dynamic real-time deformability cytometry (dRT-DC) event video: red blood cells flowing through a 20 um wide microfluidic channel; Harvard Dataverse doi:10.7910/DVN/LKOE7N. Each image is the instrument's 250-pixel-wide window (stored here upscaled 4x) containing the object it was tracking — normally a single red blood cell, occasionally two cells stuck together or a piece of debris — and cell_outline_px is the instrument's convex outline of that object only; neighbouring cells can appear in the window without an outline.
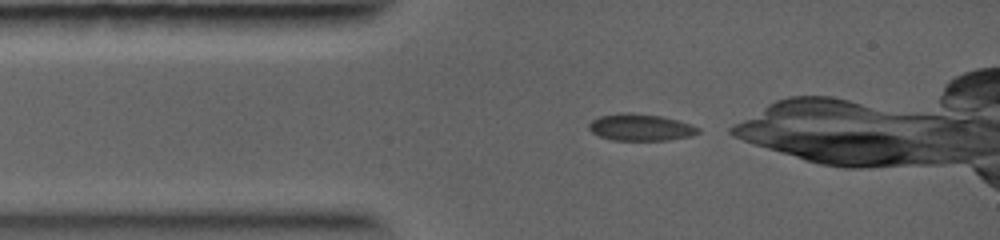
{"species": "common noctule bat (a hibernating species)", "species_latin": "Nyctalus noctula", "temperature_condition": "warm", "stored_images_in_passage": 2, "camera_frame_rate_fps": 5000, "um_per_image_px": 0.085, "animal": {"sex": "female", "body_mass_g": 19.0, "forearm_length_mm": 56.7}, "frame": {"image": 1, "passage_image": 1, "time_ms": 0.0, "image_size_px": [1000, 240], "cell_outline_px": [[700, 132], [692, 136], [668, 140], [612, 140], [600, 136], [592, 132], [588, 128], [588, 124], [592, 120], [600, 116], [620, 112], [628, 112], [660, 116], [692, 124], [700, 128]], "centroid_in_image_um": [54.45, 10.82], "position_along_channel_um": 30.5, "area_um2": 17.11}}